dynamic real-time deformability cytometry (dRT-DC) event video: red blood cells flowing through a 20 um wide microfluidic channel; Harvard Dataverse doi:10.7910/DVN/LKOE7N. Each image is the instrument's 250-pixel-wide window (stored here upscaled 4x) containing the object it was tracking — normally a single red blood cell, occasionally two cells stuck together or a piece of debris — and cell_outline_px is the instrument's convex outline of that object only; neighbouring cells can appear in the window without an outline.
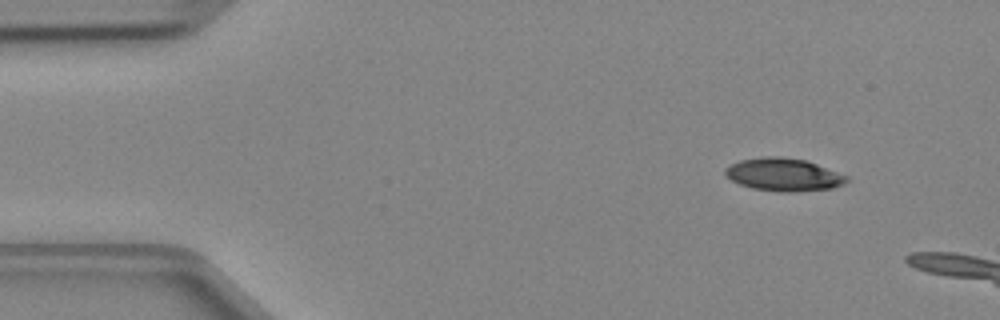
{"species": "Egyptian fruit bat (a non-hibernating species)", "species_latin": "Rousettus aegyptiacus", "temperature_condition": "cold", "stored_images_in_passage": 7, "camera_frame_rate_fps": 3000, "um_per_image_px": 0.085, "animal": {"sex": "female"}, "frame": {"image": 1, "passage_image": 1, "time_ms": 0.0, "image_size_px": [1000, 320], "cell_outline_px": [[848, 180], [844, 184], [832, 188], [796, 192], [780, 192], [752, 188], [740, 184], [732, 180], [724, 172], [724, 168], [740, 160], [764, 156], [780, 156], [804, 160], [816, 164], [848, 176]], "centroid_in_image_um": [66.6, 14.84], "position_along_channel_um": 18.4, "area_um2": 23.12}}